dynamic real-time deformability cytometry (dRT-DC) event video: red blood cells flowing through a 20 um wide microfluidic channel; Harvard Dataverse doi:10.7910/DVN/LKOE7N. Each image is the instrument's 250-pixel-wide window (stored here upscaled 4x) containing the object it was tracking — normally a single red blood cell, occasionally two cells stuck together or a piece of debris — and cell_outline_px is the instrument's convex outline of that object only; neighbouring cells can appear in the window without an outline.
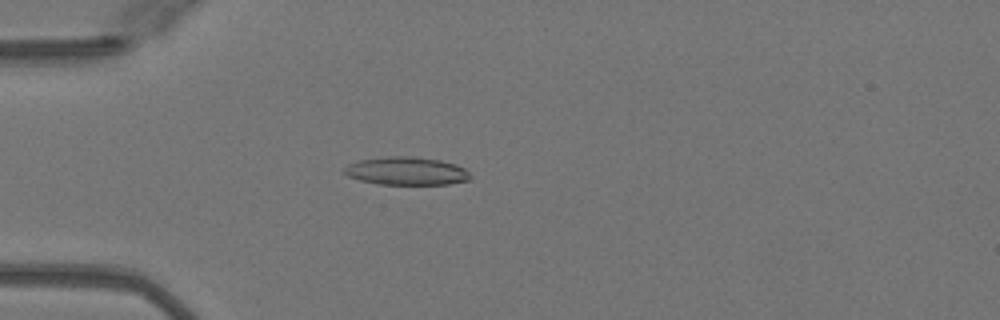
{"species": "Egyptian fruit bat (a non-hibernating species)", "species_latin": "Rousettus aegyptiacus", "temperature_condition": "warm", "stored_images_in_passage": 49, "camera_frame_rate_fps": 3000, "um_per_image_px": 0.085, "animal": {"sex": "female"}, "frame": {"image": 1, "passage_image": 14, "time_ms": 4.333, "image_size_px": [1000, 320], "cell_outline_px": [[472, 176], [468, 180], [448, 184], [376, 184], [360, 180], [348, 176], [340, 172], [340, 168], [356, 160], [388, 156], [416, 156], [440, 160], [456, 164], [464, 168]], "centroid_in_image_um": [34.47, 14.52], "position_along_channel_um": 50.5, "area_um2": 20.98}}
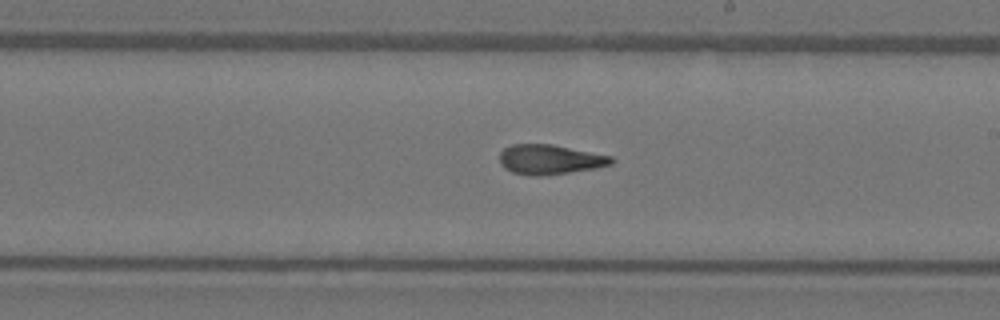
{"frame": {"image": 2, "passage_image": 29, "time_ms": 9.333, "image_size_px": [1000, 320], "cell_outline_px": [[616, 160], [612, 164], [596, 168], [540, 176], [536, 176], [512, 172], [504, 168], [500, 164], [500, 152], [504, 148], [512, 144], [552, 144], [612, 156]], "centroid_in_image_um": [46.74, 13.55], "position_along_channel_um": 242.3, "area_um2": 19.36}}
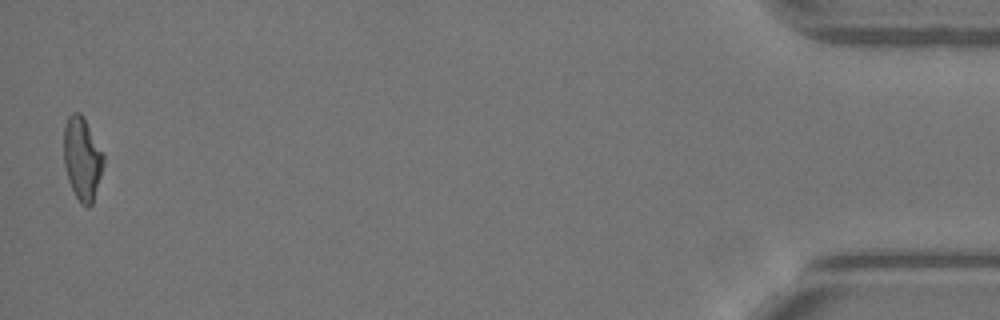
{"frame": {"image": 3, "passage_image": 49, "time_ms": 16.0, "image_size_px": [1000, 320], "cell_outline_px": [[104, 164], [92, 204], [88, 208], [80, 204], [68, 180], [64, 164], [64, 128], [68, 116], [72, 112], [80, 112], [84, 116], [104, 156]], "centroid_in_image_um": [6.98, 13.47], "position_along_channel_um": 428.2, "area_um2": 19.19}, "authors_computed_cell_mechanics": {"area_um2": 19.7098, "velocity_mm_per_s": 4.1166, "shape_relaxation_time_tau1_ms": null, "shape_relaxation_time_tau2_ms": 2.3874, "deformation_change_tau1": null, "deformation_change_tau2": 0.1188}}